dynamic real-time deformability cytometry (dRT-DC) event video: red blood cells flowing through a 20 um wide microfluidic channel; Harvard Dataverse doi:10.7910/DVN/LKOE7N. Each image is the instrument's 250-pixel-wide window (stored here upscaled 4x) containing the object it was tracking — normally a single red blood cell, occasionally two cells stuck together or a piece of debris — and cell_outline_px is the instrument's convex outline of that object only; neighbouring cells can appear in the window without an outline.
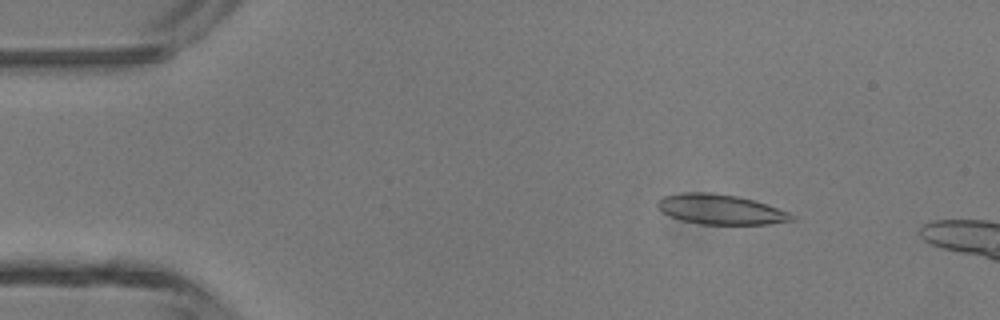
{"species": "common noctule bat (a hibernating species)", "species_latin": "Nyctalus noctula", "temperature_condition": "room temperature", "stored_images_in_passage": 3, "camera_frame_rate_fps": 3000, "um_per_image_px": 0.085, "animal": {"sex": "male", "body_mass_g": 13.3}, "frame": {"image": 1, "passage_image": 2, "time_ms": 0.333, "image_size_px": [1000, 320], "cell_outline_px": [[796, 220], [768, 224], [700, 224], [680, 220], [664, 212], [656, 204], [664, 196], [684, 192], [708, 192], [736, 196], [752, 200], [788, 212], [796, 216]], "centroid_in_image_um": [61.26, 17.8], "position_along_channel_um": 23.7, "area_um2": 23.06}}